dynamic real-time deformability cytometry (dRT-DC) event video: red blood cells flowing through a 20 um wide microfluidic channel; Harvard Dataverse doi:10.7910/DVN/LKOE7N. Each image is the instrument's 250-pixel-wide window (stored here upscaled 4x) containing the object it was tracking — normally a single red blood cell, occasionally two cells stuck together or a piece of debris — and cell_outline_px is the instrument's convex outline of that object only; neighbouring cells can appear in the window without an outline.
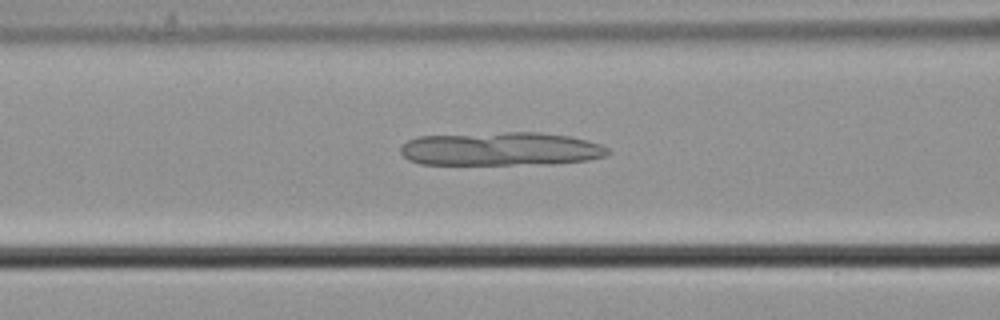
{"species": "common noctule bat (a hibernating species)", "species_latin": "Nyctalus noctula", "temperature_condition": "cold", "stored_images_in_passage": 38, "camera_frame_rate_fps": 3000, "um_per_image_px": 0.085, "animal": {"sex": "male", "body_mass_g": 21.5, "forearm_length_mm": 52.0}, "frame": {"image": 1, "passage_image": 5, "time_ms": 1.333, "image_size_px": [1000, 320], "cell_outline_px": [[612, 152], [604, 156], [588, 160], [552, 164], [420, 164], [408, 160], [400, 152], [400, 148], [408, 140], [416, 136], [504, 132], [540, 132], [572, 136], [588, 140], [600, 144], [608, 148]], "centroid_in_image_um": [42.59, 12.65], "position_along_channel_um": 124.0, "area_um2": 40.92}}
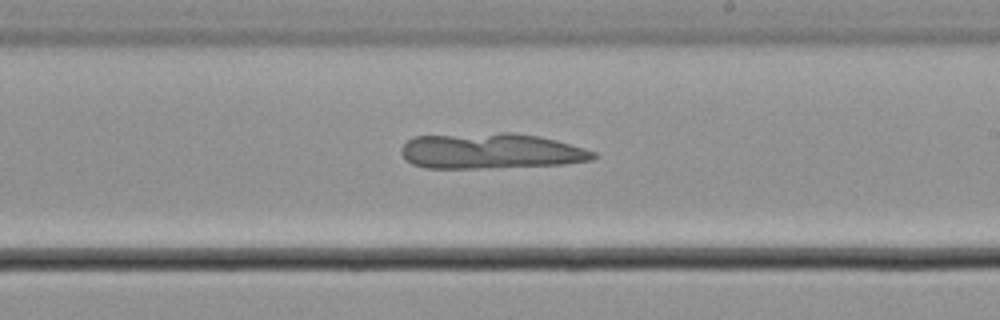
{"frame": {"image": 2, "passage_image": 15, "time_ms": 4.667, "image_size_px": [1000, 320], "cell_outline_px": [[596, 156], [592, 160], [564, 164], [480, 168], [424, 168], [412, 164], [400, 152], [400, 148], [412, 136], [500, 132], [512, 132], [540, 136], [556, 140], [596, 152]], "centroid_in_image_um": [41.69, 12.83], "position_along_channel_um": 247.3, "area_um2": 39.94}}
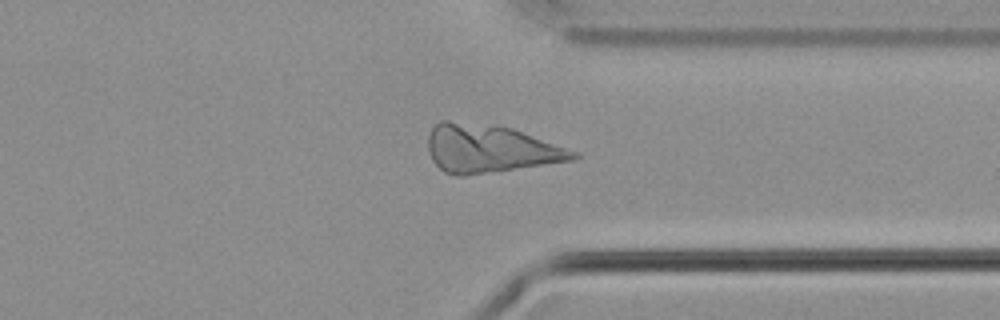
{"frame": {"image": 3, "passage_image": 25, "time_ms": 8.0, "image_size_px": [1000, 320], "cell_outline_px": [[580, 156], [572, 160], [464, 176], [452, 176], [444, 172], [432, 160], [428, 152], [428, 136], [432, 128], [440, 120], [448, 120], [496, 124], [512, 128], [580, 152]], "centroid_in_image_um": [41.62, 12.62], "position_along_channel_um": 369.8, "area_um2": 40.86}}